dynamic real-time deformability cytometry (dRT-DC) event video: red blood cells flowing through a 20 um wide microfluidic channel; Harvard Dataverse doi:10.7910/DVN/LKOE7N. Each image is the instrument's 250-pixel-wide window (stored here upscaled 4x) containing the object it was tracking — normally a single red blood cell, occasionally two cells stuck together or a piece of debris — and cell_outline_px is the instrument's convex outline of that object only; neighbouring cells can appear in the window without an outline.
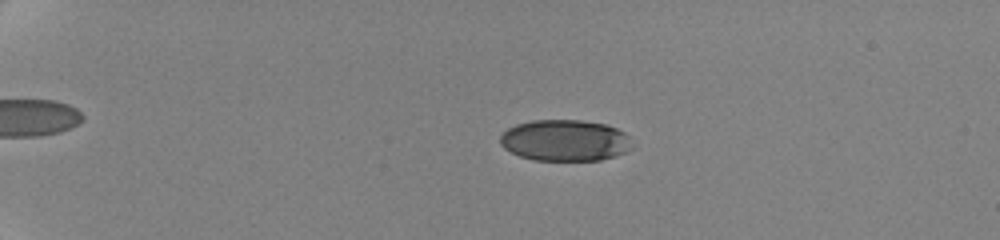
{"species": "human", "species_latin": "Homo sapiens", "temperature_condition": "cold", "stored_images_in_passage": 27, "camera_frame_rate_fps": 3000, "um_per_image_px": 0.085, "donor": {"sex": "female"}, "frame": {"image": 1, "passage_image": 16, "time_ms": 4.0, "image_size_px": [1000, 240], "cell_outline_px": [[632, 148], [616, 156], [600, 160], [536, 160], [520, 156], [504, 148], [500, 144], [500, 136], [508, 128], [516, 124], [532, 120], [580, 120], [608, 124], [624, 132], [628, 136]], "centroid_in_image_um": [48.02, 11.93], "position_along_channel_um": 37.0, "area_um2": 31.79}}
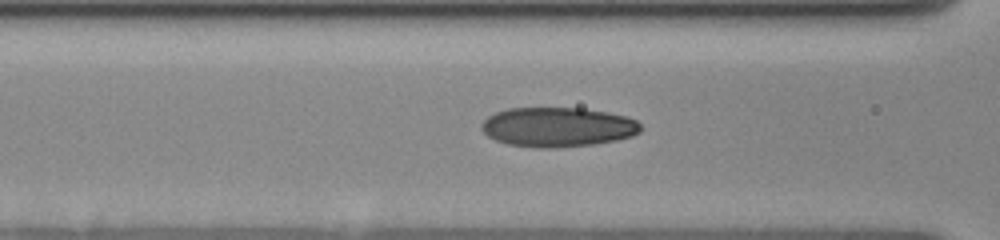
{"frame": {"image": 2, "passage_image": 24, "time_ms": 8.667, "image_size_px": [1000, 240], "cell_outline_px": [[640, 132], [632, 136], [616, 140], [596, 144], [556, 148], [532, 148], [508, 144], [496, 140], [488, 136], [480, 128], [480, 124], [488, 116], [496, 112], [508, 108], [580, 108], [608, 112], [628, 116], [636, 120], [640, 124]], "centroid_in_image_um": [47.4, 10.8], "position_along_channel_um": 119.2, "area_um2": 36.99}}
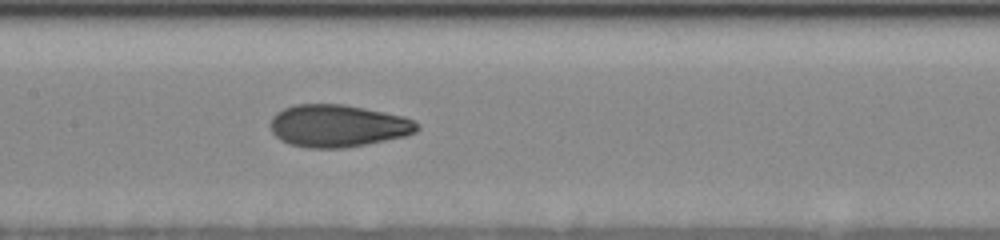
{"frame": {"image": 3, "passage_image": 27, "time_ms": 10.333, "image_size_px": [1000, 240], "cell_outline_px": [[420, 128], [416, 132], [404, 136], [344, 148], [308, 148], [288, 144], [280, 140], [272, 132], [272, 116], [276, 112], [284, 108], [296, 104], [344, 104], [404, 116], [420, 124]], "centroid_in_image_um": [28.71, 10.69], "position_along_channel_um": 178.7, "area_um2": 36.13}}